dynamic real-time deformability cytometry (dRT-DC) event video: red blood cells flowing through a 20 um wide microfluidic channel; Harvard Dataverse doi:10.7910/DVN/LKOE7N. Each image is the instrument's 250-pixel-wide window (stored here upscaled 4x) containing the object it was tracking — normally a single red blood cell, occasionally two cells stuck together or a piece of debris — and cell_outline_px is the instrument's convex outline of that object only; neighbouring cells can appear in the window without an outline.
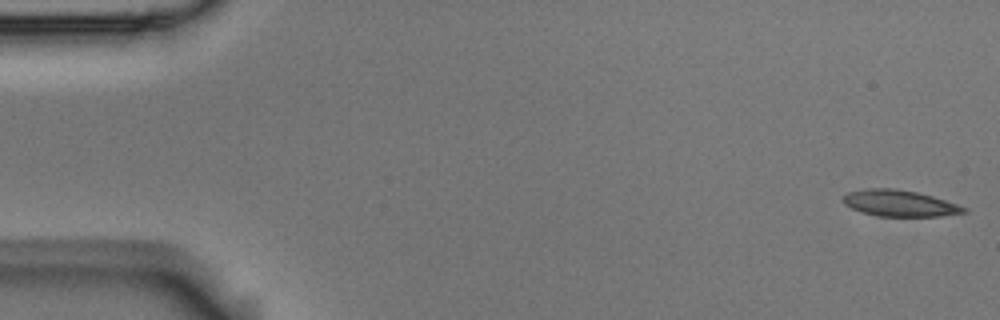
{"species": "Egyptian fruit bat (a non-hibernating species)", "species_latin": "Rousettus aegyptiacus", "temperature_condition": "room temperature", "stored_images_in_passage": 5, "camera_frame_rate_fps": 3000, "um_per_image_px": 0.085, "animal": {"sex": "male"}, "frame": {"image": 1, "passage_image": 1, "time_ms": 0.0, "image_size_px": [1000, 320], "cell_outline_px": [[968, 212], [940, 216], [876, 216], [860, 212], [844, 204], [844, 196], [848, 192], [864, 188], [896, 188], [916, 192], [932, 196], [968, 208]], "centroid_in_image_um": [76.45, 17.28], "position_along_channel_um": 8.5, "area_um2": 18.5}}
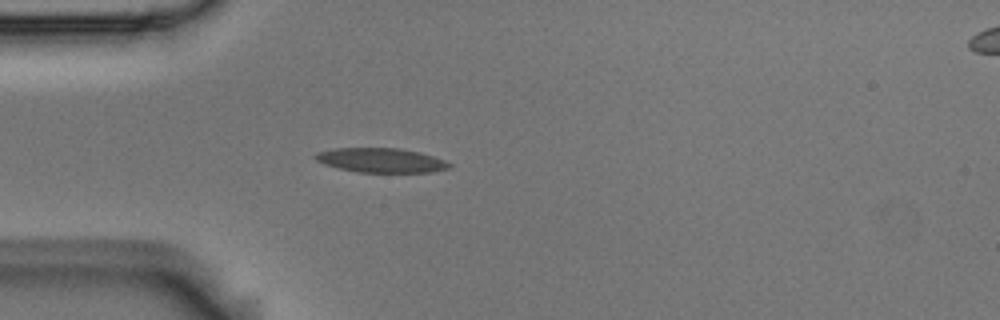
{"frame": {"image": 2, "passage_image": 5, "time_ms": 1.333, "image_size_px": [1000, 320], "cell_outline_px": [[452, 164], [448, 168], [432, 172], [356, 172], [324, 164], [316, 160], [312, 156], [316, 152], [332, 148], [400, 148], [420, 152], [444, 160]], "centroid_in_image_um": [32.35, 13.61], "position_along_channel_um": 52.7, "area_um2": 19.07}}